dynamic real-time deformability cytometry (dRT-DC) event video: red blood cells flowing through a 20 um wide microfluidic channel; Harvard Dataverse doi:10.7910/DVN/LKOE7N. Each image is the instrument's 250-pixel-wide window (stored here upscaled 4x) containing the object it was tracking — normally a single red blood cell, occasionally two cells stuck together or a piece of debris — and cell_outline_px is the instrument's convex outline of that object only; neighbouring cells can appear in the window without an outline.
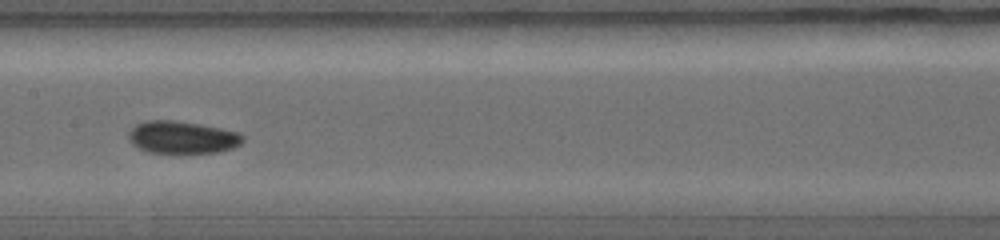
{"species": "common noctule bat (a hibernating species)", "species_latin": "Nyctalus noctula", "temperature_condition": "warm", "stored_images_in_passage": 11, "camera_frame_rate_fps": 5000, "um_per_image_px": 0.085, "animal": {"sex": "female", "body_mass_g": 19.0, "forearm_length_mm": 56.7}, "frame": {"image": 1, "passage_image": 5, "time_ms": 2.8, "image_size_px": [1000, 240], "cell_outline_px": [[244, 140], [240, 144], [232, 148], [220, 152], [148, 152], [136, 148], [128, 140], [128, 132], [136, 124], [148, 120], [172, 120], [200, 124], [220, 128], [236, 132], [244, 136]], "centroid_in_image_um": [15.45, 11.67], "position_along_channel_um": 192.0, "area_um2": 21.5}}
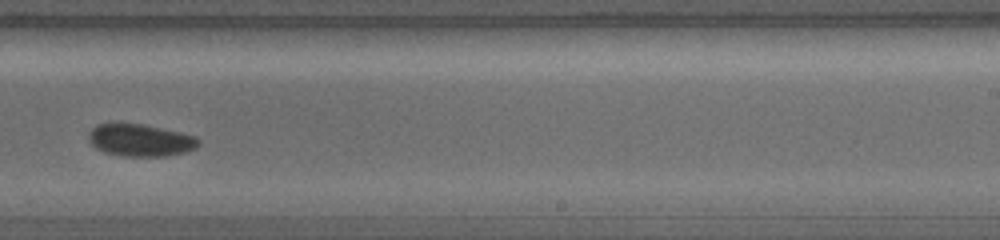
{"frame": {"image": 2, "passage_image": 7, "time_ms": 4.2, "image_size_px": [1000, 240], "cell_outline_px": [[200, 144], [196, 148], [184, 152], [168, 156], [120, 156], [104, 152], [96, 148], [88, 140], [88, 132], [96, 124], [140, 124], [180, 132], [196, 136], [200, 140]], "centroid_in_image_um": [11.93, 11.93], "position_along_channel_um": 277.1, "area_um2": 20.63}}
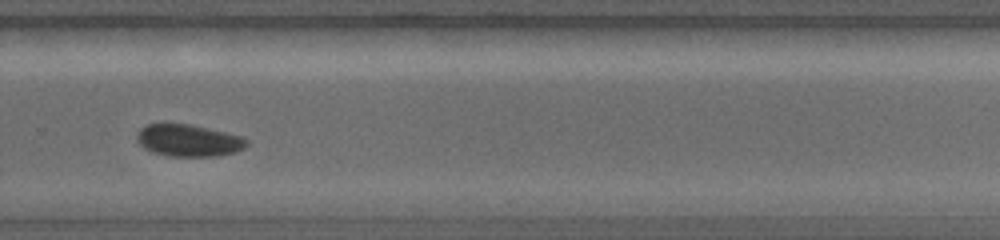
{"frame": {"image": 3, "passage_image": 8, "time_ms": 4.8, "image_size_px": [1000, 240], "cell_outline_px": [[248, 144], [244, 148], [236, 152], [216, 156], [164, 156], [152, 152], [144, 148], [136, 140], [136, 132], [144, 124], [188, 124], [224, 132], [240, 136], [248, 140]], "centroid_in_image_um": [15.98, 11.95], "position_along_channel_um": 313.8, "area_um2": 20.52}}